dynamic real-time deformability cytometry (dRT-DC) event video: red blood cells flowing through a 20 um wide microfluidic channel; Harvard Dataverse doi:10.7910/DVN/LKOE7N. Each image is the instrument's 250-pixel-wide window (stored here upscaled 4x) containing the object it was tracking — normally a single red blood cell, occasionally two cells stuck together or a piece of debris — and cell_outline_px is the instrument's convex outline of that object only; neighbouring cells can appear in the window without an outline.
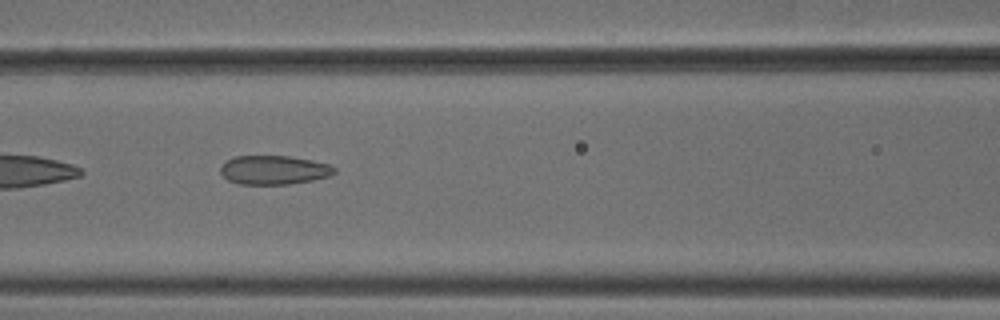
{"species": "common noctule bat (a hibernating species)", "species_latin": "Nyctalus noctula", "temperature_condition": "cold", "stored_images_in_passage": 38, "camera_frame_rate_fps": 3000, "um_per_image_px": 0.085, "animal": {"sex": "male", "body_mass_g": 18.8}, "frame": {"image": 1, "passage_image": 8, "time_ms": 2.333, "image_size_px": [1000, 320], "cell_outline_px": [[336, 172], [328, 176], [312, 180], [288, 184], [240, 184], [228, 180], [220, 172], [220, 168], [232, 156], [288, 156], [312, 160], [332, 164], [336, 168]], "centroid_in_image_um": [23.31, 14.44], "position_along_channel_um": 143.3, "area_um2": 19.19}}
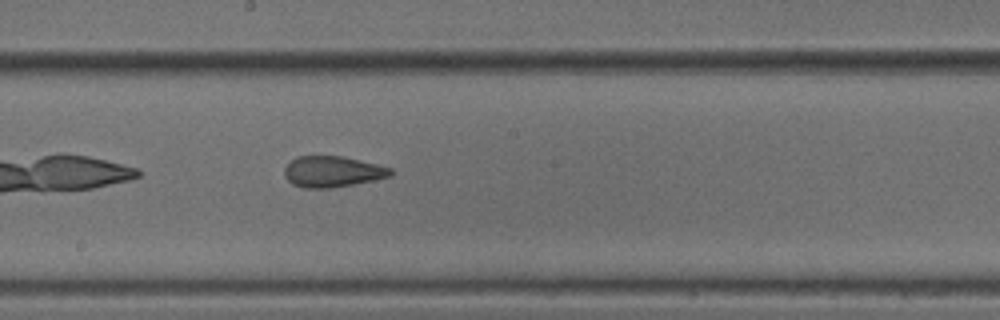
{"frame": {"image": 2, "passage_image": 14, "time_ms": 4.333, "image_size_px": [1000, 320], "cell_outline_px": [[392, 176], [332, 188], [304, 188], [292, 184], [284, 176], [284, 168], [296, 156], [344, 156], [392, 168]], "centroid_in_image_um": [28.24, 14.58], "position_along_channel_um": 220.0, "area_um2": 19.13}}
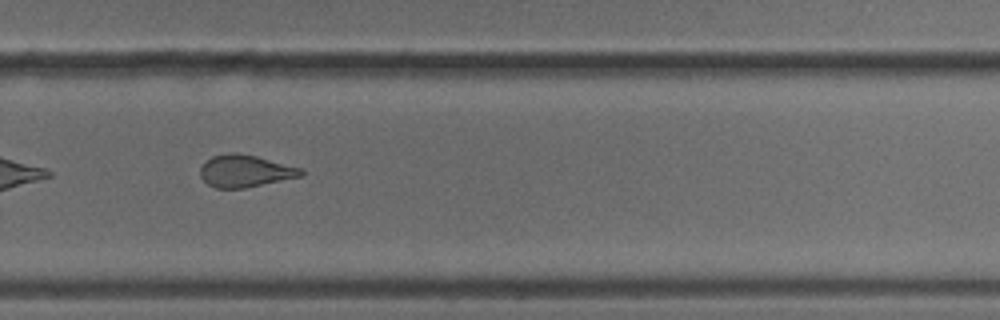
{"frame": {"image": 3, "passage_image": 21, "time_ms": 6.667, "image_size_px": [1000, 320], "cell_outline_px": [[304, 176], [244, 188], [216, 188], [208, 184], [200, 176], [200, 168], [212, 156], [228, 152], [236, 152], [256, 156], [304, 168]], "centroid_in_image_um": [20.88, 14.53], "position_along_channel_um": 308.9, "area_um2": 19.02}, "authors_computed_cell_mechanics": {"area_um2": 19.8254, "velocity_mm_per_s": 3.8284, "shape_relaxation_time_tau1_ms": null, "shape_relaxation_time_tau2_ms": 1.8119, "deformation_change_tau1": null, "deformation_change_tau2": 0.0967}}